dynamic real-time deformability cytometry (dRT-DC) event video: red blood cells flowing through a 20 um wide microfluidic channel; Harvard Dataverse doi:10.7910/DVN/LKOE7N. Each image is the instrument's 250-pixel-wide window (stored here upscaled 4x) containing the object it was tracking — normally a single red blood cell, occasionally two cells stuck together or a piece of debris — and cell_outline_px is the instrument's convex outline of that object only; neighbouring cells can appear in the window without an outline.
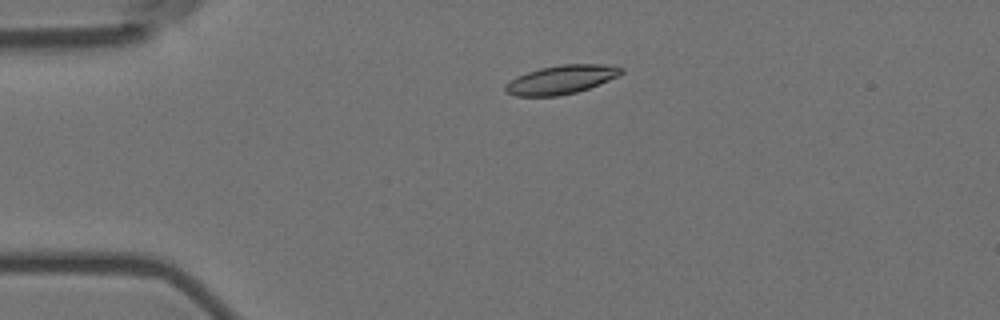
{"species": "Egyptian fruit bat (a non-hibernating species)", "species_latin": "Rousettus aegyptiacus", "temperature_condition": "room temperature", "stored_images_in_passage": 4, "camera_frame_rate_fps": 3000, "um_per_image_px": 0.085, "animal": {"sex": "female"}, "frame": {"image": 1, "passage_image": 3, "time_ms": 0.667, "image_size_px": [1000, 320], "cell_outline_px": [[624, 72], [620, 76], [588, 88], [576, 92], [556, 96], [516, 96], [504, 92], [504, 84], [516, 76], [540, 68], [560, 64], [604, 64], [624, 68]], "centroid_in_image_um": [47.69, 6.76], "position_along_channel_um": 37.3, "area_um2": 19.54}}